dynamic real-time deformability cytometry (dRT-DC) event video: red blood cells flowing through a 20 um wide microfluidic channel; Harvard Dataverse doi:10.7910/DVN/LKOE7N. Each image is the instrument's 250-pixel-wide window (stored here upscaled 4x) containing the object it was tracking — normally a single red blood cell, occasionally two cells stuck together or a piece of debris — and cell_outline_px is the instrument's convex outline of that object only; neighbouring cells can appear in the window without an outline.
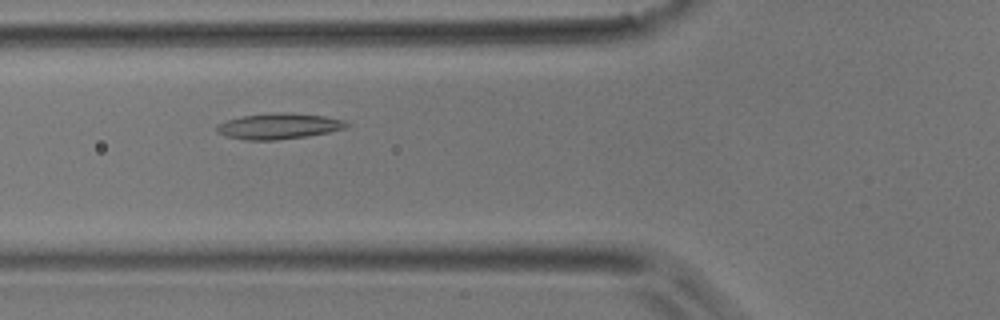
{"species": "common noctule bat (a hibernating species)", "species_latin": "Nyctalus noctula", "temperature_condition": "room temperature", "stored_images_in_passage": 4, "camera_frame_rate_fps": 3000, "um_per_image_px": 0.085, "animal": {"sex": "male", "body_mass_g": 17.9}, "frame": {"image": 1, "passage_image": 4, "time_ms": 1.0, "image_size_px": [1000, 320], "cell_outline_px": [[352, 124], [344, 128], [328, 132], [308, 136], [276, 140], [244, 140], [228, 136], [216, 132], [216, 124], [228, 120], [244, 116], [276, 112], [324, 116], [344, 120]], "centroid_in_image_um": [23.69, 10.73], "position_along_channel_um": 102.1, "area_um2": 19.31}}